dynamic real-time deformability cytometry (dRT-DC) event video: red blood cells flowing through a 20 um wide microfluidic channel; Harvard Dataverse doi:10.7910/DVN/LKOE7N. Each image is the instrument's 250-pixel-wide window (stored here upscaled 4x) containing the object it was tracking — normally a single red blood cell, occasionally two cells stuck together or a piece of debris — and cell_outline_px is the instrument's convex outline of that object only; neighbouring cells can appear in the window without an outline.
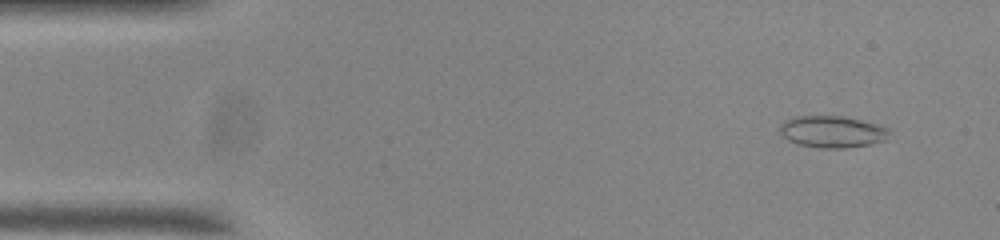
{"species": "common noctule bat (a hibernating species)", "species_latin": "Nyctalus noctula", "temperature_condition": "room temperature", "stored_images_in_passage": 53, "camera_frame_rate_fps": 3000, "um_per_image_px": 0.085, "animal": {"sex": "male", "body_mass_g": 20.0, "forearm_length_mm": 53.3}, "frame": {"image": 1, "passage_image": 3, "time_ms": 0.667, "image_size_px": [1000, 240], "cell_outline_px": [[888, 140], [868, 144], [844, 148], [820, 148], [796, 144], [788, 140], [780, 132], [780, 124], [784, 120], [792, 116], [844, 116], [876, 124], [888, 128]], "centroid_in_image_um": [70.7, 11.19], "position_along_channel_um": 14.3, "area_um2": 20.29}}
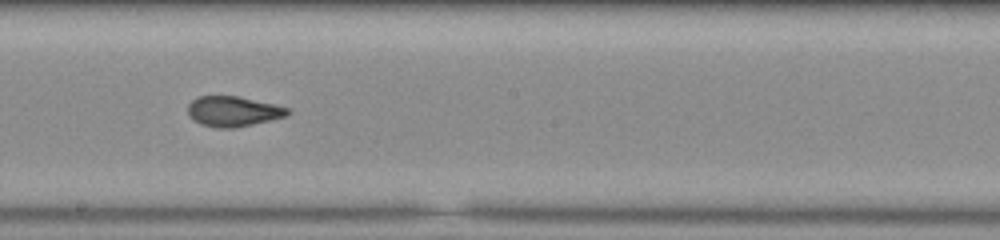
{"frame": {"image": 2, "passage_image": 28, "time_ms": 9.0, "image_size_px": [1000, 240], "cell_outline_px": [[292, 112], [284, 116], [252, 124], [232, 128], [220, 128], [200, 124], [192, 120], [188, 116], [188, 104], [196, 96], [240, 96], [288, 108]], "centroid_in_image_um": [19.75, 9.46], "position_along_channel_um": 228.4, "area_um2": 17.46}}
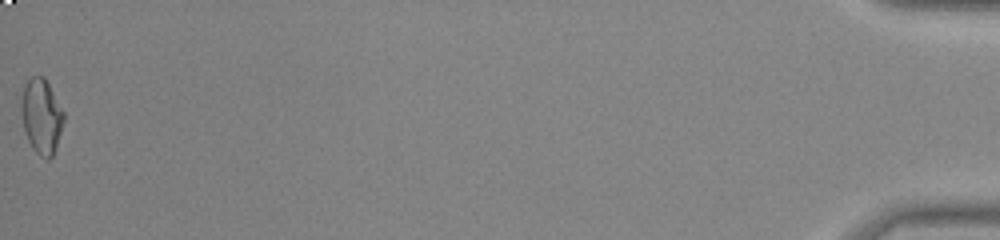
{"frame": {"image": 3, "passage_image": 53, "time_ms": 17.333, "image_size_px": [1000, 240], "cell_outline_px": [[64, 120], [52, 156], [48, 160], [40, 156], [32, 148], [28, 140], [24, 128], [20, 112], [20, 100], [24, 84], [32, 76], [44, 76], [64, 112]], "centroid_in_image_um": [3.49, 9.85], "position_along_channel_um": 431.7, "area_um2": 18.5}, "authors_computed_cell_mechanics": {"area_um2": 18.207, "velocity_mm_per_s": 3.7366, "shape_relaxation_time_tau1_ms": null, "shape_relaxation_time_tau2_ms": 2.0503, "deformation_change_tau1": null, "deformation_change_tau2": 0.064}}